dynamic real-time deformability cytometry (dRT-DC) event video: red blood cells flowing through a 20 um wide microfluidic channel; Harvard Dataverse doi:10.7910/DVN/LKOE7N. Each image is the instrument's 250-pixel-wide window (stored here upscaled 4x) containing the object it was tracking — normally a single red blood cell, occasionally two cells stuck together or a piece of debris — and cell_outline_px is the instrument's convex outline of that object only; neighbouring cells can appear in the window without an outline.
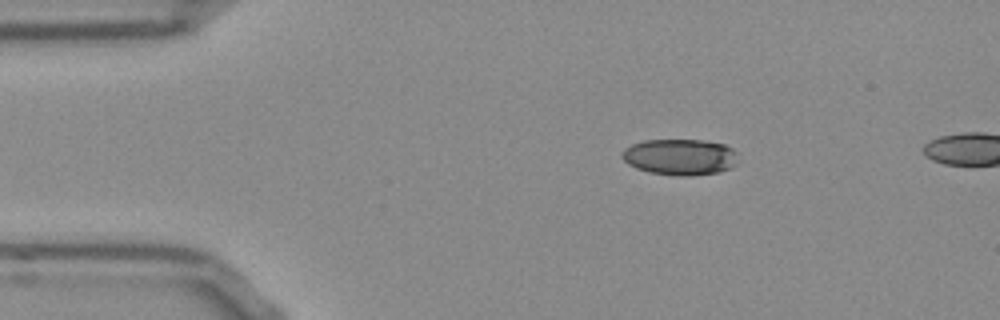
{"species": "Egyptian fruit bat (a non-hibernating species)", "species_latin": "Rousettus aegyptiacus", "temperature_condition": "room temperature", "stored_images_in_passage": 5, "camera_frame_rate_fps": 3000, "um_per_image_px": 0.085, "frame": {"image": 1, "passage_image": 1, "time_ms": 0.0, "image_size_px": [1000, 320], "cell_outline_px": [[736, 164], [732, 168], [720, 172], [688, 176], [680, 176], [648, 172], [636, 168], [628, 164], [620, 156], [620, 152], [624, 148], [632, 144], [644, 140], [700, 140], [724, 144], [732, 148], [736, 152]], "centroid_in_image_um": [57.78, 13.34], "position_along_channel_um": 27.2, "area_um2": 24.62}}